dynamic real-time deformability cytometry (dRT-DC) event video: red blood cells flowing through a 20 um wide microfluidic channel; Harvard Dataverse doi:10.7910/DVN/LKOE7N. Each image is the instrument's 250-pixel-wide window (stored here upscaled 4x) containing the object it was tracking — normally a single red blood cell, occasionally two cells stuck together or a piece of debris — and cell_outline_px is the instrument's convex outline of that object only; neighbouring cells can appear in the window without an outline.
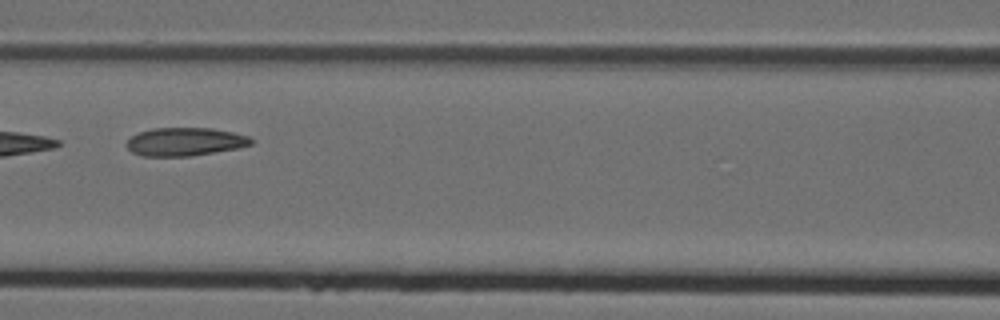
{"species": "Egyptian fruit bat (a non-hibernating species)", "species_latin": "Rousettus aegyptiacus", "temperature_condition": "cold", "stored_images_in_passage": 3, "camera_frame_rate_fps": 3000, "um_per_image_px": 0.085, "animal": {"sex": "female"}, "frame": {"image": 1, "passage_image": 3, "time_ms": 0.667, "image_size_px": [1000, 320], "cell_outline_px": [[252, 144], [240, 148], [192, 156], [140, 156], [132, 152], [124, 144], [132, 136], [140, 132], [152, 128], [212, 128], [232, 132], [248, 136], [252, 140]], "centroid_in_image_um": [15.72, 12.05], "position_along_channel_um": 150.9, "area_um2": 20.58}}